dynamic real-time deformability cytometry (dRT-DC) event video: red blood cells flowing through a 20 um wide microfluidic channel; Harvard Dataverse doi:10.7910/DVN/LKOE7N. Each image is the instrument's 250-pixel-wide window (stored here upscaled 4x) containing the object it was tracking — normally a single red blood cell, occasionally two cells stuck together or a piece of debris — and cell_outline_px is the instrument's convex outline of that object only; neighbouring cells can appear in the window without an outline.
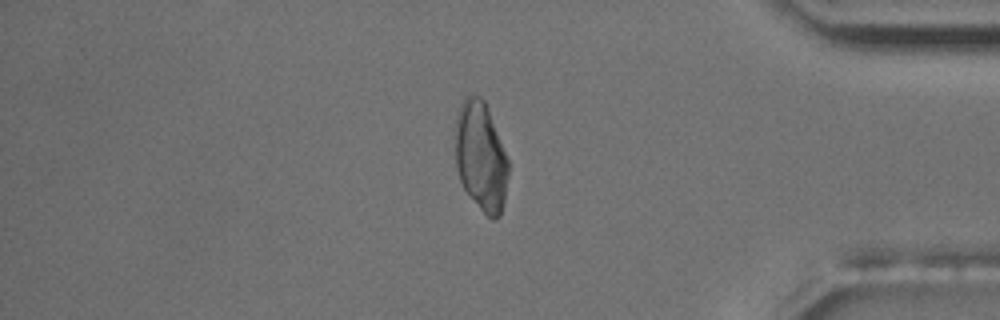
{"species": "common noctule bat (a hibernating species)", "species_latin": "Nyctalus noctula", "temperature_condition": "room temperature", "stored_images_in_passage": 54, "camera_frame_rate_fps": 3000, "um_per_image_px": 0.085, "animal": {"sex": "male", "body_mass_g": 17.5, "forearm_length_mm": 52.3}, "frame": {"image": 1, "passage_image": 46, "time_ms": 15.0, "image_size_px": [1000, 320], "cell_outline_px": [[508, 176], [504, 204], [500, 216], [496, 220], [492, 220], [480, 208], [464, 188], [460, 180], [456, 168], [456, 116], [460, 104], [464, 96], [472, 92], [480, 96], [484, 100], [488, 108], [508, 160]], "centroid_in_image_um": [40.87, 13.27], "position_along_channel_um": 394.3, "area_um2": 33.87}}